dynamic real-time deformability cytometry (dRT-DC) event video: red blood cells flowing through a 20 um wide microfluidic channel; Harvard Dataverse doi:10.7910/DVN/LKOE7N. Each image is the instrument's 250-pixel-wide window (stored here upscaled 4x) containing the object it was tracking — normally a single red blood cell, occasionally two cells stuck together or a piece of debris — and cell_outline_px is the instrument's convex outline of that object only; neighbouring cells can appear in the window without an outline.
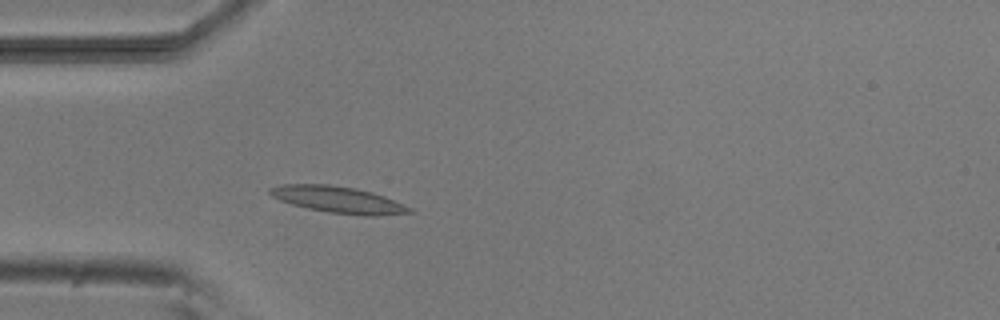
{"species": "common noctule bat (a hibernating species)", "species_latin": "Nyctalus noctula", "temperature_condition": "room temperature", "stored_images_in_passage": 3, "camera_frame_rate_fps": 3000, "um_per_image_px": 0.085, "animal": {"sex": "male", "body_mass_g": 20.5, "forearm_length_mm": 52.5}, "frame": {"image": 1, "passage_image": 3, "time_ms": 2.333, "image_size_px": [1000, 320], "cell_outline_px": [[412, 212], [376, 216], [364, 216], [328, 212], [308, 208], [292, 204], [280, 200], [272, 196], [268, 192], [268, 188], [280, 184], [328, 184], [356, 188], [372, 192], [384, 196], [412, 208]], "centroid_in_image_um": [28.72, 16.96], "position_along_channel_um": 56.3, "area_um2": 21.56}}